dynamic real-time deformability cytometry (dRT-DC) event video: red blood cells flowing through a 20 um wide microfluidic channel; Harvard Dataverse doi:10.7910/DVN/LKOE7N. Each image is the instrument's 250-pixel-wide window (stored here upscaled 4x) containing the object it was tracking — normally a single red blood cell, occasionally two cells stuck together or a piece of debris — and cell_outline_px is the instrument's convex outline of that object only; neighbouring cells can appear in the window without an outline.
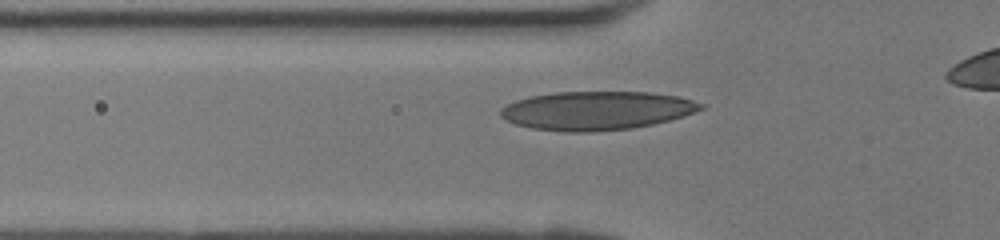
{"species": "human", "species_latin": "Homo sapiens", "temperature_condition": "room temperature", "stored_images_in_passage": 29, "camera_frame_rate_fps": 3000, "um_per_image_px": 0.085, "donor": {"sex": "female"}, "frame": {"image": 1, "passage_image": 6, "time_ms": 1.667, "image_size_px": [1000, 240], "cell_outline_px": [[708, 104], [704, 108], [684, 116], [652, 124], [632, 128], [592, 132], [564, 132], [532, 128], [516, 124], [500, 116], [500, 108], [516, 100], [532, 96], [556, 92], [648, 92], [680, 96]], "centroid_in_image_um": [50.75, 9.4], "position_along_channel_um": 75.0, "area_um2": 45.2}}
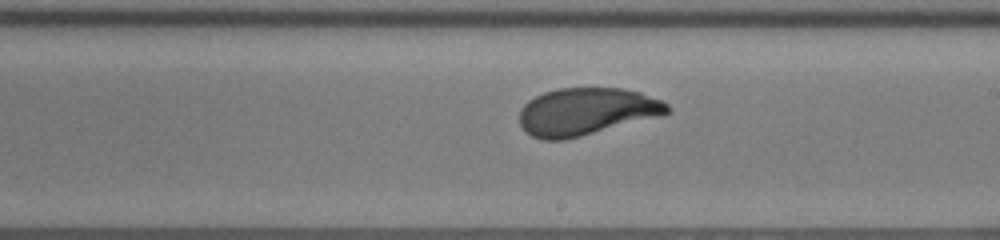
{"frame": {"image": 2, "passage_image": 16, "time_ms": 5.0, "image_size_px": [1000, 240], "cell_outline_px": [[672, 108], [668, 112], [656, 116], [580, 136], [564, 140], [544, 140], [532, 136], [524, 132], [520, 124], [520, 108], [528, 100], [544, 92], [560, 88], [620, 88], [640, 92], [660, 100], [668, 104]], "centroid_in_image_um": [49.77, 9.48], "position_along_channel_um": 239.2, "area_um2": 40.34}}
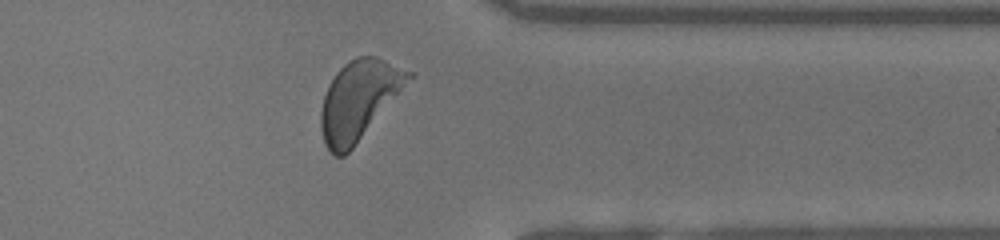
{"frame": {"image": 3, "passage_image": 25, "time_ms": 8.0, "image_size_px": [1000, 240], "cell_outline_px": [[416, 76], [352, 148], [344, 156], [336, 156], [324, 144], [320, 128], [320, 112], [324, 96], [328, 84], [336, 72], [348, 60], [356, 56], [376, 56], [416, 72]], "centroid_in_image_um": [30.54, 8.46], "position_along_channel_um": 380.9, "area_um2": 40.75}}